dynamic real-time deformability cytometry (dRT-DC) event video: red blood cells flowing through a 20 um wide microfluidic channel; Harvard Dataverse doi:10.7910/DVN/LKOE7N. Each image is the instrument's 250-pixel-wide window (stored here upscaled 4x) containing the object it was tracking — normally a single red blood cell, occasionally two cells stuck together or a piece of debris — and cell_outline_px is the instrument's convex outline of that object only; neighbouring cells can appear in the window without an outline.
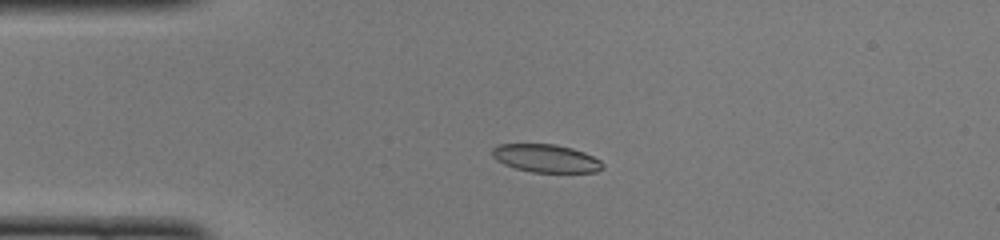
{"species": "common noctule bat (a hibernating species)", "species_latin": "Nyctalus noctula", "temperature_condition": "cold", "stored_images_in_passage": 10, "camera_frame_rate_fps": 3000, "um_per_image_px": 0.085, "animal": {"sex": "female", "body_mass_g": 22.0, "forearm_length_mm": 56.7}, "frame": {"image": 1, "passage_image": 1, "time_ms": 0.0, "image_size_px": [1000, 240], "cell_outline_px": [[604, 168], [596, 172], [532, 172], [516, 168], [504, 164], [496, 160], [492, 156], [492, 148], [500, 144], [556, 144], [572, 148], [584, 152], [600, 160], [604, 164]], "centroid_in_image_um": [46.42, 13.46], "position_along_channel_um": 38.6, "area_um2": 18.03}}
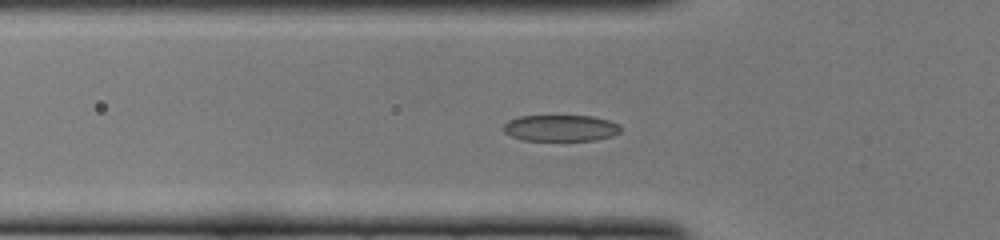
{"frame": {"image": 2, "passage_image": 6, "time_ms": 1.667, "image_size_px": [1000, 240], "cell_outline_px": [[620, 132], [612, 136], [596, 140], [524, 140], [512, 136], [504, 132], [504, 124], [508, 120], [520, 116], [592, 116], [608, 120], [620, 124]], "centroid_in_image_um": [47.67, 10.88], "position_along_channel_um": 78.1, "area_um2": 17.92}}
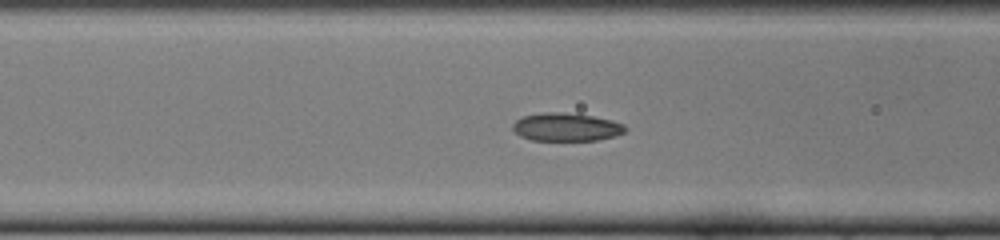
{"frame": {"image": 3, "passage_image": 9, "time_ms": 2.667, "image_size_px": [1000, 240], "cell_outline_px": [[628, 128], [624, 132], [616, 136], [596, 140], [532, 140], [520, 136], [512, 128], [512, 124], [516, 120], [524, 116], [544, 112], [560, 112], [592, 116], [612, 120], [624, 124]], "centroid_in_image_um": [48.15, 10.8], "position_along_channel_um": 118.5, "area_um2": 18.38}}